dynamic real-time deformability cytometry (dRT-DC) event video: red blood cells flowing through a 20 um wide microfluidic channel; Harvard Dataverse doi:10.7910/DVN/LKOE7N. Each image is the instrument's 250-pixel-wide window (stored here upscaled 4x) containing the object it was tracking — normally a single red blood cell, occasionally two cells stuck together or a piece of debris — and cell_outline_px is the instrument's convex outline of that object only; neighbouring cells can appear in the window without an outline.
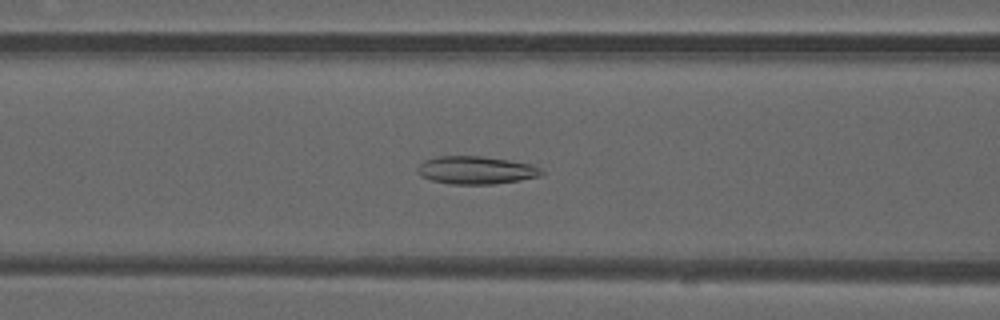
{"species": "common noctule bat (a hibernating species)", "species_latin": "Nyctalus noctula", "temperature_condition": "warm", "stored_images_in_passage": 49, "camera_frame_rate_fps": 3000, "um_per_image_px": 0.085, "animal": {"sex": "male", "forearm_length_mm": 52.5}, "frame": {"image": 1, "passage_image": 20, "time_ms": 6.333, "image_size_px": [1000, 320], "cell_outline_px": [[544, 172], [540, 176], [520, 180], [492, 184], [452, 184], [432, 180], [420, 176], [416, 172], [416, 168], [424, 160], [440, 156], [484, 156], [532, 164], [540, 168]], "centroid_in_image_um": [40.45, 14.46], "position_along_channel_um": 126.2, "area_um2": 20.17}}
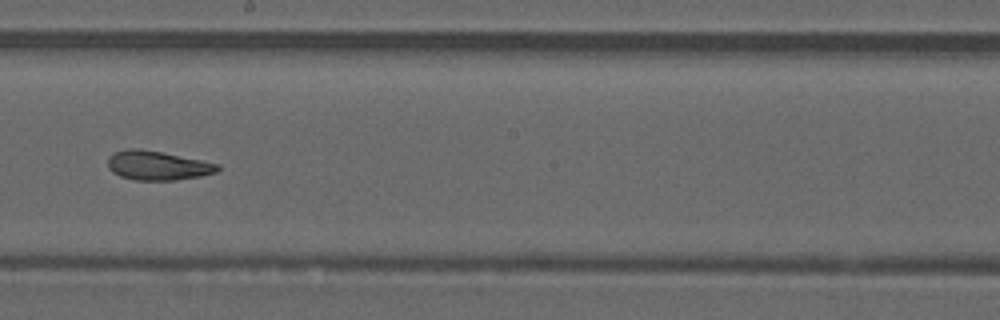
{"frame": {"image": 2, "passage_image": 28, "time_ms": 9.0, "image_size_px": [1000, 320], "cell_outline_px": [[220, 168], [216, 172], [200, 176], [176, 180], [136, 180], [120, 176], [112, 172], [108, 168], [108, 156], [116, 152], [128, 148], [140, 148], [220, 164]], "centroid_in_image_um": [13.37, 14.07], "position_along_channel_um": 234.8, "area_um2": 18.55}}
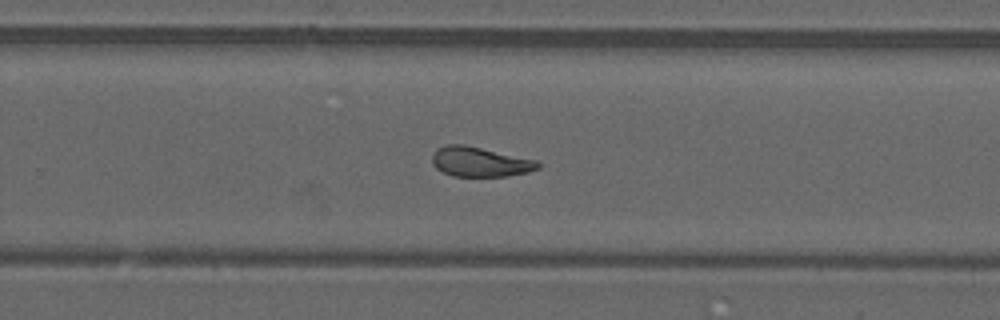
{"frame": {"image": 3, "passage_image": 32, "time_ms": 10.333, "image_size_px": [1000, 320], "cell_outline_px": [[540, 168], [528, 172], [508, 176], [452, 176], [436, 168], [432, 164], [432, 156], [436, 148], [448, 144], [464, 144], [536, 160], [540, 164]], "centroid_in_image_um": [40.78, 13.75], "position_along_channel_um": 289.0, "area_um2": 18.32}, "authors_computed_cell_mechanics": {"area_um2": 19.7676, "velocity_mm_per_s": 4.0851, "shape_relaxation_time_tau1_ms": null, "shape_relaxation_time_tau2_ms": 2.3498, "deformation_change_tau1": null, "deformation_change_tau2": 0.0924}}